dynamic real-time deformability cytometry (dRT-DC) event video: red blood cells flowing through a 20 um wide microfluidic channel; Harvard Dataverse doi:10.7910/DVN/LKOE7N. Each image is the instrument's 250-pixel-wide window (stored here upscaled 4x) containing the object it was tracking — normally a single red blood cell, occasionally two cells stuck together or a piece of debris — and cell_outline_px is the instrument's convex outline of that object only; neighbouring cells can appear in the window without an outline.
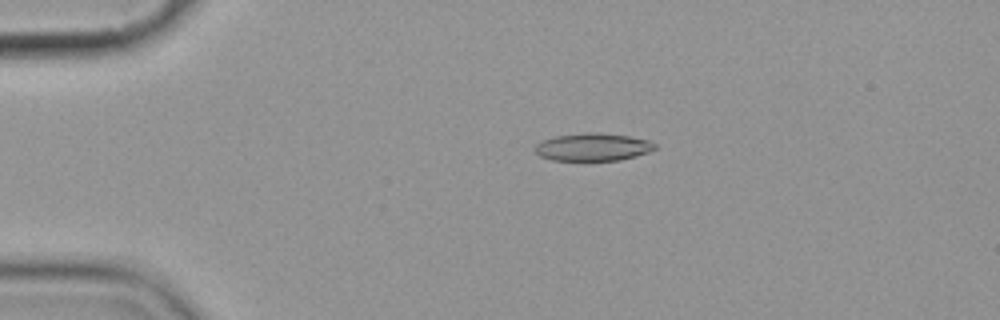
{"species": "common noctule bat (a hibernating species)", "species_latin": "Nyctalus noctula", "temperature_condition": "cold", "stored_images_in_passage": 6, "camera_frame_rate_fps": 3000, "um_per_image_px": 0.085, "animal": {"sex": "female", "body_mass_g": 19.9}, "frame": {"image": 1, "passage_image": 4, "time_ms": 3.667, "image_size_px": [1000, 320], "cell_outline_px": [[656, 148], [648, 152], [636, 156], [620, 160], [552, 160], [540, 156], [532, 148], [536, 144], [544, 140], [556, 136], [588, 132], [600, 132], [628, 136], [648, 140], [656, 144]], "centroid_in_image_um": [50.39, 12.49], "position_along_channel_um": 34.6, "area_um2": 19.31}}
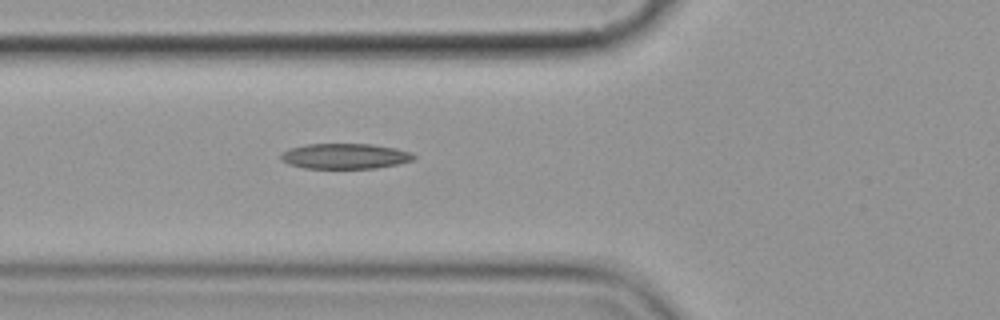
{"frame": {"image": 2, "passage_image": 6, "time_ms": 6.667, "image_size_px": [1000, 320], "cell_outline_px": [[416, 156], [412, 160], [400, 164], [376, 168], [304, 168], [288, 164], [280, 160], [280, 156], [288, 148], [304, 144], [372, 144], [396, 148], [412, 152]], "centroid_in_image_um": [29.32, 13.27], "position_along_channel_um": 96.5, "area_um2": 19.83}}